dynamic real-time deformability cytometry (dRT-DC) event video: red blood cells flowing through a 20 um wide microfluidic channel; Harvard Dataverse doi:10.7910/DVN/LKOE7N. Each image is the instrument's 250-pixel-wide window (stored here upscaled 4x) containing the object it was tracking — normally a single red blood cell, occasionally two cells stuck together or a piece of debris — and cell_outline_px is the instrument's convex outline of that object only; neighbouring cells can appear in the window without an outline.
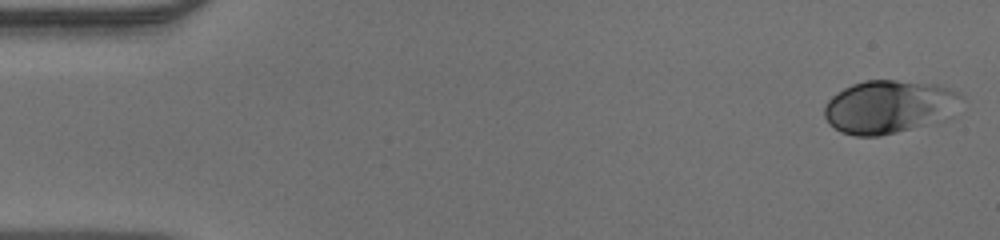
{"species": "human", "species_latin": "Homo sapiens", "temperature_condition": "warm", "stored_images_in_passage": 48, "camera_frame_rate_fps": 3000, "um_per_image_px": 0.085, "donor": {"sex": "male"}, "frame": {"image": 1, "passage_image": 1, "time_ms": 0.0, "image_size_px": [1000, 240], "cell_outline_px": [[964, 100], [920, 124], [896, 132], [880, 136], [856, 136], [840, 132], [828, 124], [824, 116], [824, 104], [836, 92], [852, 84], [864, 80], [896, 80], [936, 84], [952, 88], [960, 92], [964, 96]], "centroid_in_image_um": [75.39, 9.02], "position_along_channel_um": 9.6, "area_um2": 41.1}}
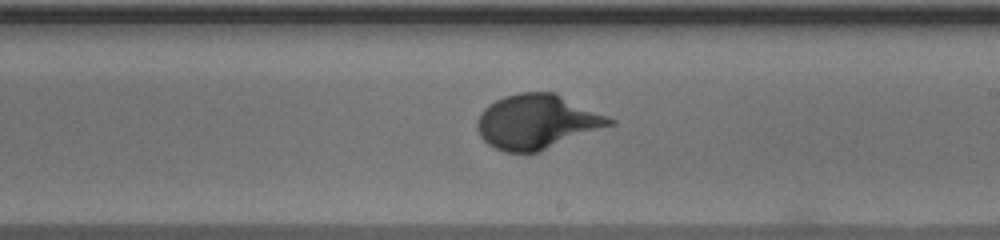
{"frame": {"image": 2, "passage_image": 28, "time_ms": 9.0, "image_size_px": [1000, 240], "cell_outline_px": [[616, 124], [540, 152], [504, 152], [488, 144], [480, 136], [476, 128], [476, 124], [480, 112], [488, 104], [504, 96], [520, 92], [556, 92], [608, 116], [616, 120]], "centroid_in_image_um": [45.66, 10.35], "position_along_channel_um": 243.3, "area_um2": 42.43}}
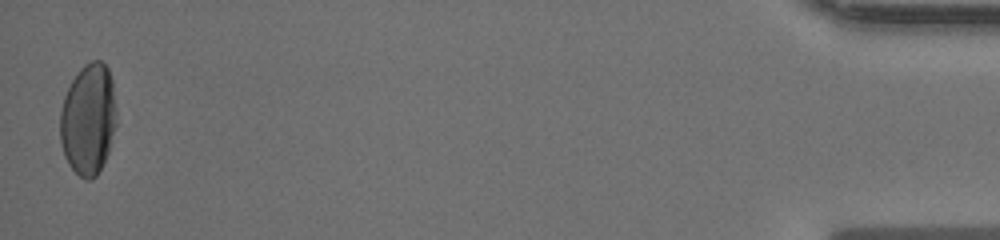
{"frame": {"image": 3, "passage_image": 48, "time_ms": 15.667, "image_size_px": [1000, 240], "cell_outline_px": [[116, 124], [108, 152], [96, 176], [92, 180], [84, 180], [68, 164], [64, 156], [60, 140], [60, 112], [64, 96], [72, 80], [80, 68], [84, 64], [92, 60], [100, 60], [108, 68], [112, 80], [116, 108]], "centroid_in_image_um": [7.5, 10.13], "position_along_channel_um": 427.7, "area_um2": 36.65}}